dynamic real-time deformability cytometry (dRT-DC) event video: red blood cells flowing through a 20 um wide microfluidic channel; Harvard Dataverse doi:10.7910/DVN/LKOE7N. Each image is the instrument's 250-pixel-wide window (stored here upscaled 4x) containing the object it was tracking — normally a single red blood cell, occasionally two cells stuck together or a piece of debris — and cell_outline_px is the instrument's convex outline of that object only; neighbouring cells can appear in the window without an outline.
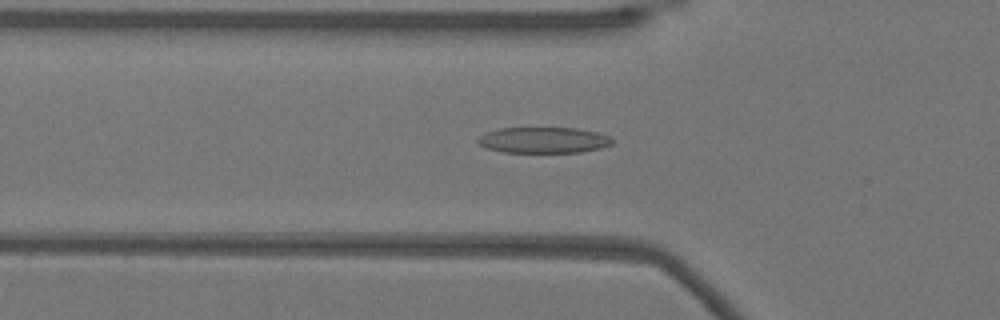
{"species": "Egyptian fruit bat (a non-hibernating species)", "species_latin": "Rousettus aegyptiacus", "temperature_condition": "warm", "stored_images_in_passage": 39, "camera_frame_rate_fps": 3000, "um_per_image_px": 0.085, "animal": {"sex": "female"}, "frame": {"image": 1, "passage_image": 4, "time_ms": 1.0, "image_size_px": [1000, 320], "cell_outline_px": [[612, 144], [600, 148], [580, 152], [504, 152], [488, 148], [480, 144], [476, 140], [480, 136], [488, 132], [500, 128], [576, 128], [596, 132], [608, 136], [612, 140]], "centroid_in_image_um": [46.2, 11.91], "position_along_channel_um": 79.6, "area_um2": 20.0}}
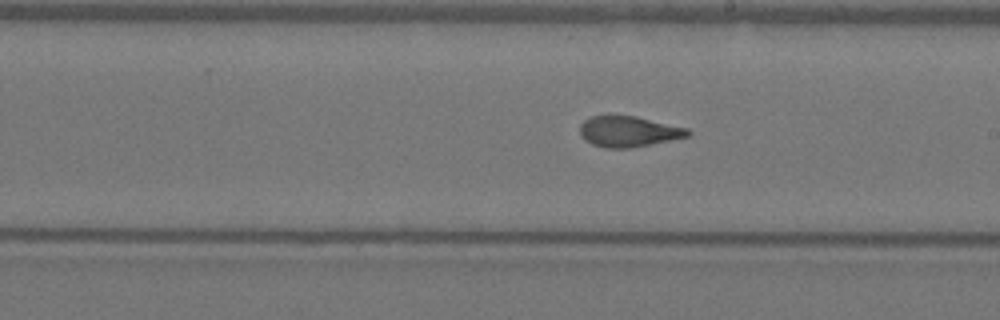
{"frame": {"image": 2, "passage_image": 16, "time_ms": 5.0, "image_size_px": [1000, 320], "cell_outline_px": [[692, 132], [688, 136], [632, 148], [604, 148], [592, 144], [584, 140], [580, 136], [580, 124], [584, 120], [592, 116], [636, 116], [688, 128]], "centroid_in_image_um": [53.41, 11.18], "position_along_channel_um": 235.6, "area_um2": 19.31}}
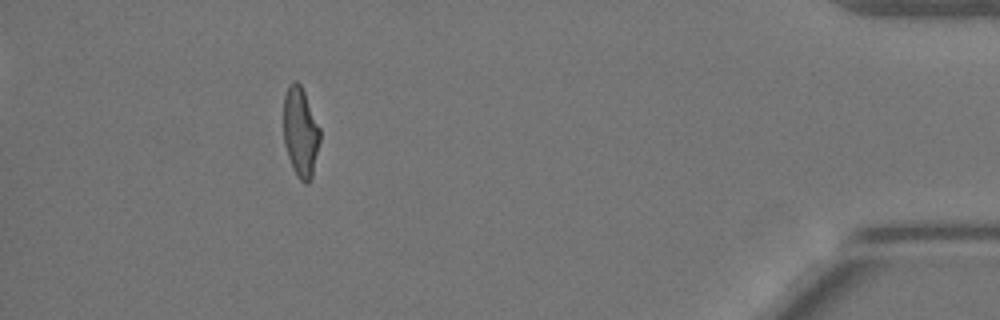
{"frame": {"image": 3, "passage_image": 34, "time_ms": 11.0, "image_size_px": [1000, 320], "cell_outline_px": [[320, 140], [312, 176], [308, 184], [304, 184], [296, 176], [292, 168], [284, 144], [284, 96], [288, 84], [292, 80], [296, 80], [300, 84], [304, 92], [320, 128]], "centroid_in_image_um": [25.53, 11.24], "position_along_channel_um": 409.7, "area_um2": 19.13}}